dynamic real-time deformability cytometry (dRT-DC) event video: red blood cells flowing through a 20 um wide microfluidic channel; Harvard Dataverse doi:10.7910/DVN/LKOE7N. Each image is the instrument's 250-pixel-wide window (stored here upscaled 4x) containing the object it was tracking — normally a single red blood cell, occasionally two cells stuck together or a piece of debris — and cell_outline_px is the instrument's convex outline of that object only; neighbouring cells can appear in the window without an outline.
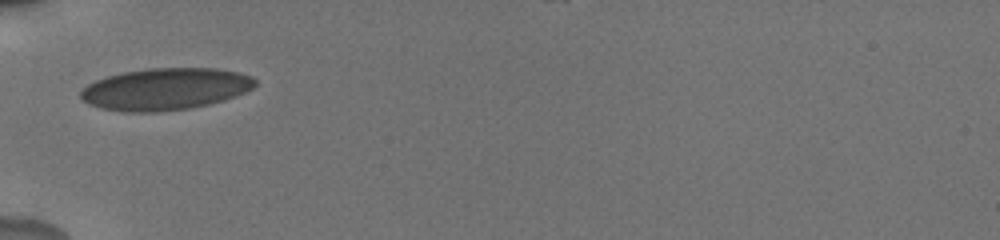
{"species": "human", "species_latin": "Homo sapiens", "temperature_condition": "cold", "stored_images_in_passage": 28, "camera_frame_rate_fps": 3000, "um_per_image_px": 0.085, "donor": {"sex": "male"}, "frame": {"image": 1, "passage_image": 1, "time_ms": 0.0, "image_size_px": [1000, 240], "cell_outline_px": [[256, 84], [252, 88], [236, 96], [224, 100], [208, 104], [188, 108], [156, 112], [124, 112], [100, 108], [88, 104], [80, 100], [80, 92], [88, 84], [96, 80], [108, 76], [124, 72], [148, 68], [216, 68], [240, 72], [252, 76], [256, 80]], "centroid_in_image_um": [14.04, 7.57], "position_along_channel_um": 71.0, "area_um2": 42.71}}
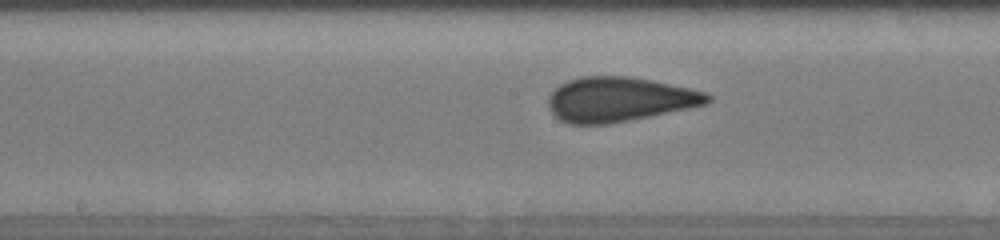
{"frame": {"image": 2, "passage_image": 10, "time_ms": 3.0, "image_size_px": [1000, 240], "cell_outline_px": [[712, 100], [708, 104], [608, 124], [568, 124], [560, 120], [548, 108], [548, 96], [560, 84], [568, 80], [584, 76], [628, 76], [652, 80], [708, 92], [712, 96]], "centroid_in_image_um": [52.64, 8.44], "position_along_channel_um": 195.6, "area_um2": 41.33}}
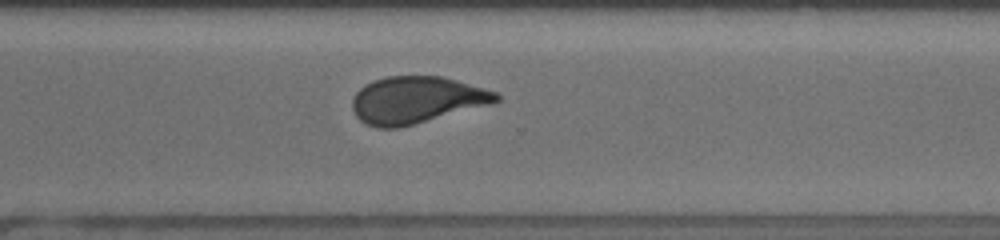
{"frame": {"image": 3, "passage_image": 21, "time_ms": 6.667, "image_size_px": [1000, 240], "cell_outline_px": [[500, 100], [492, 104], [400, 128], [376, 128], [360, 120], [356, 116], [352, 108], [352, 100], [356, 92], [360, 88], [372, 80], [388, 76], [440, 76], [456, 80], [484, 88], [496, 92], [500, 96]], "centroid_in_image_um": [35.39, 8.5], "position_along_channel_um": 335.2, "area_um2": 39.42}, "authors_computed_cell_mechanics": {"area_um2": 40.5467, "velocity_mm_per_s": 3.8167, "shape_relaxation_time_tau1_ms": 5.6776, "shape_relaxation_time_tau2_ms": null, "deformation_change_tau1": 0.119, "deformation_change_tau2": null}}